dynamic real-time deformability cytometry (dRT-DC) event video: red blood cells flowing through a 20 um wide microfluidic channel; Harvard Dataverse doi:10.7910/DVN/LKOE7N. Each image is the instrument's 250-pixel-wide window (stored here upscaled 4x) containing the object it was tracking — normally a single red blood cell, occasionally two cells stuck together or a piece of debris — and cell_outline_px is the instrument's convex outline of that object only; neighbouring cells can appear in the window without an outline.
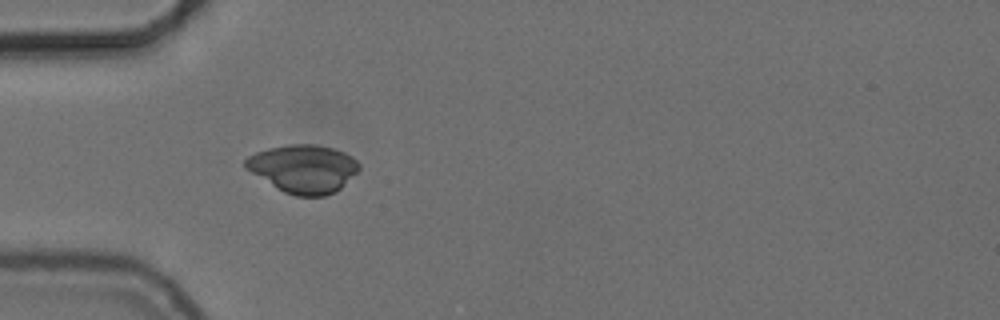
{"species": "common noctule bat (a hibernating species)", "species_latin": "Nyctalus noctula", "temperature_condition": "cold", "stored_images_in_passage": 39, "camera_frame_rate_fps": 3000, "um_per_image_px": 0.085, "animal": {"sex": "female", "body_mass_g": 24.6, "forearm_length_mm": 56.2}, "frame": {"image": 1, "passage_image": 1, "time_ms": 0.0, "image_size_px": [1000, 320], "cell_outline_px": [[360, 168], [340, 188], [324, 196], [296, 196], [284, 192], [244, 168], [244, 160], [248, 156], [256, 152], [268, 148], [288, 144], [316, 144], [332, 148], [344, 152], [352, 156], [360, 164]], "centroid_in_image_um": [25.77, 14.32], "position_along_channel_um": 59.2, "area_um2": 31.67}}
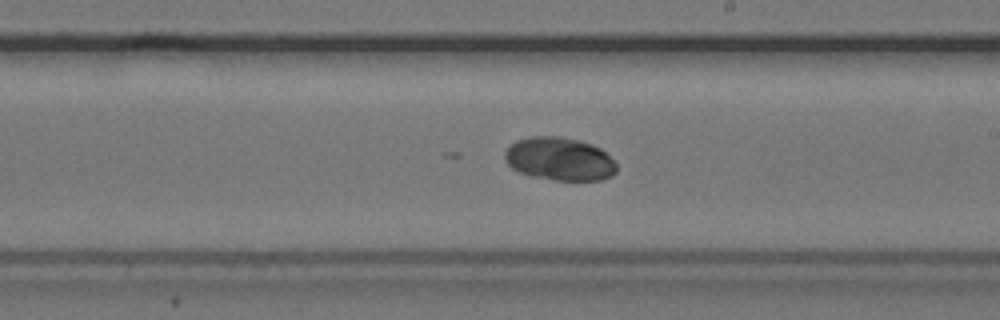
{"frame": {"image": 2, "passage_image": 16, "time_ms": 5.0, "image_size_px": [1000, 320], "cell_outline_px": [[616, 172], [612, 176], [600, 180], [552, 180], [532, 176], [520, 172], [512, 168], [504, 160], [504, 152], [516, 140], [532, 136], [560, 136], [580, 140], [592, 144], [600, 148], [616, 164]], "centroid_in_image_um": [47.54, 13.51], "position_along_channel_um": 241.5, "area_um2": 28.15}}
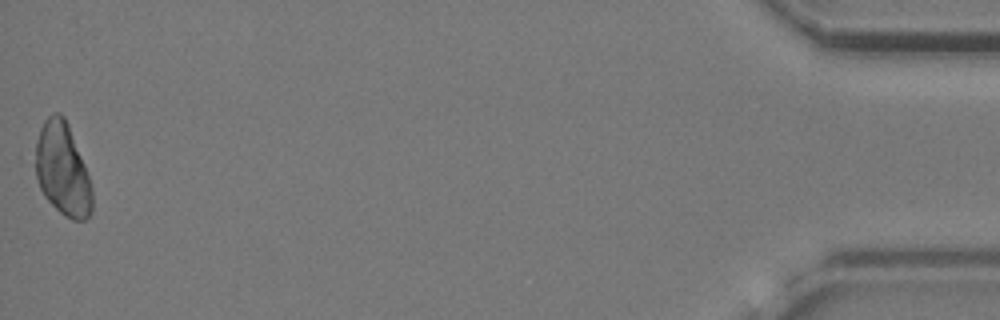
{"frame": {"image": 3, "passage_image": 39, "time_ms": 12.667, "image_size_px": [1000, 320], "cell_outline_px": [[92, 212], [84, 220], [72, 220], [64, 216], [44, 196], [40, 188], [28, 156], [40, 128], [44, 120], [52, 112], [60, 112], [64, 116], [68, 124], [84, 164], [92, 188]], "centroid_in_image_um": [5.22, 14.35], "position_along_channel_um": 430.0, "area_um2": 31.73}}